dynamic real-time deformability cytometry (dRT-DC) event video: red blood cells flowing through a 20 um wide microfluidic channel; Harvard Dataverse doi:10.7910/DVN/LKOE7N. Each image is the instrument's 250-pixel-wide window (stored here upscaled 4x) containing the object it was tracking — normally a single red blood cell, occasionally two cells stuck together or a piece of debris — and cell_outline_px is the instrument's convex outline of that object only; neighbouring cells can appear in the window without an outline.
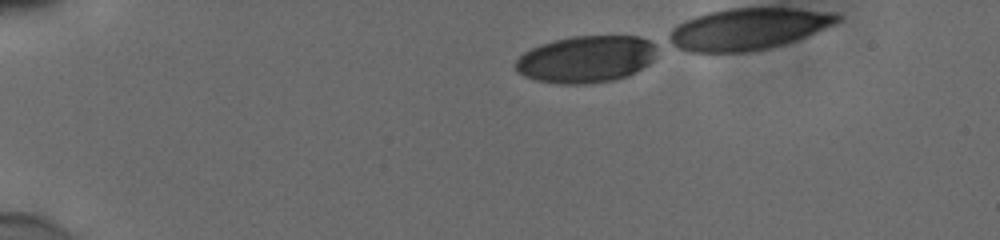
{"species": "human", "species_latin": "Homo sapiens", "temperature_condition": "cold", "stored_images_in_passage": 38, "camera_frame_rate_fps": 3000, "um_per_image_px": 0.085, "donor": {"sex": "male"}, "frame": {"image": 1, "passage_image": 1, "time_ms": 0.0, "image_size_px": [1000, 240], "cell_outline_px": [[656, 44], [652, 60], [648, 64], [636, 72], [628, 76], [616, 80], [588, 84], [556, 84], [536, 80], [524, 76], [516, 68], [516, 60], [524, 52], [540, 44], [572, 36], [640, 36]], "centroid_in_image_um": [49.83, 5.04], "position_along_channel_um": 35.2, "area_um2": 38.67}}
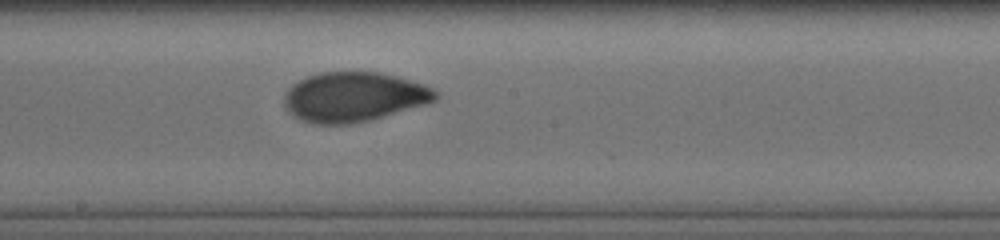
{"frame": {"image": 2, "passage_image": 21, "time_ms": 6.667, "image_size_px": [1000, 240], "cell_outline_px": [[440, 96], [436, 100], [424, 104], [368, 120], [352, 124], [316, 124], [304, 120], [288, 112], [284, 104], [284, 96], [288, 88], [292, 84], [308, 76], [320, 72], [380, 72], [396, 76], [432, 88]], "centroid_in_image_um": [30.04, 8.23], "position_along_channel_um": 218.2, "area_um2": 43.23}}
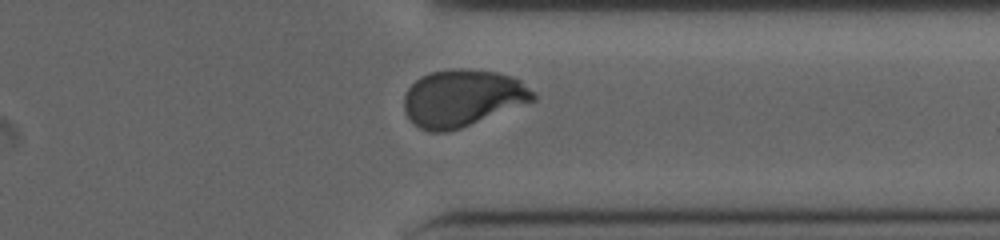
{"frame": {"image": 3, "passage_image": 33, "time_ms": 10.667, "image_size_px": [1000, 240], "cell_outline_px": [[536, 100], [460, 128], [448, 132], [428, 132], [420, 128], [404, 112], [404, 96], [408, 88], [420, 76], [432, 72], [452, 68], [468, 68], [496, 72], [512, 76], [520, 80], [536, 96]], "centroid_in_image_um": [39.29, 8.33], "position_along_channel_um": 372.1, "area_um2": 42.77}}